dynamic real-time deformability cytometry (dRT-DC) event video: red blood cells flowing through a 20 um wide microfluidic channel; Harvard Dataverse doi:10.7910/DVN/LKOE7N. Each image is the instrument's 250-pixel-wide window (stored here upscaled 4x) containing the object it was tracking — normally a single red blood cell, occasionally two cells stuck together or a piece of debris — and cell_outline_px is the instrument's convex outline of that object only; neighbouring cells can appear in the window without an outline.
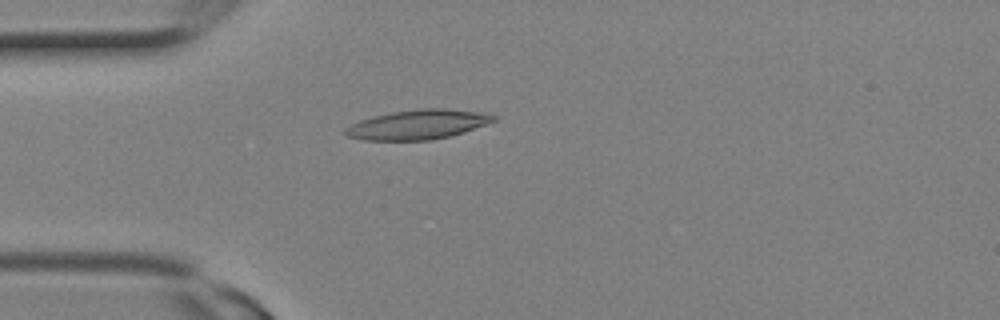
{"species": "Egyptian fruit bat (a non-hibernating species)", "species_latin": "Rousettus aegyptiacus", "temperature_condition": "room temperature", "stored_images_in_passage": 9, "camera_frame_rate_fps": 3000, "um_per_image_px": 0.085, "animal": {"sex": "female"}, "frame": {"image": 1, "passage_image": 2, "time_ms": 0.333, "image_size_px": [1000, 320], "cell_outline_px": [[496, 120], [464, 132], [432, 140], [360, 140], [344, 136], [344, 128], [360, 120], [392, 112], [420, 108], [444, 108], [488, 112], [496, 116]], "centroid_in_image_um": [35.52, 10.58], "position_along_channel_um": 49.5, "area_um2": 25.66}}
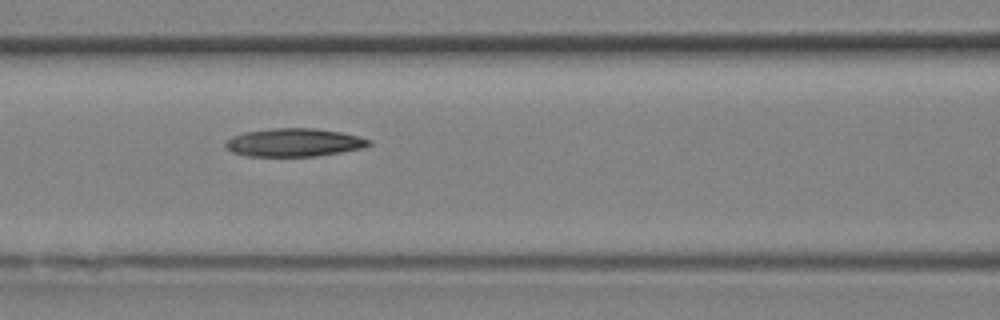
{"frame": {"image": 2, "passage_image": 6, "time_ms": 1.667, "image_size_px": [1000, 320], "cell_outline_px": [[372, 144], [364, 148], [316, 156], [248, 156], [232, 152], [224, 148], [224, 144], [232, 136], [244, 132], [272, 128], [316, 128], [340, 132], [360, 136], [372, 140]], "centroid_in_image_um": [25.01, 12.11], "position_along_channel_um": 141.6, "area_um2": 23.7}}
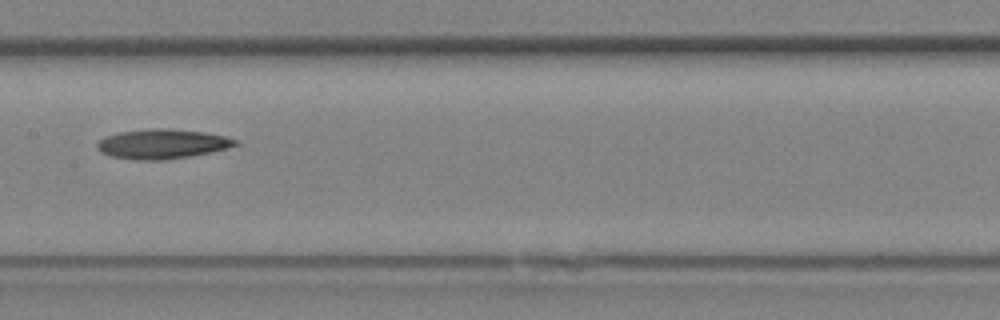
{"frame": {"image": 3, "passage_image": 8, "time_ms": 2.333, "image_size_px": [1000, 320], "cell_outline_px": [[240, 144], [208, 152], [188, 156], [160, 160], [136, 160], [112, 156], [100, 152], [96, 148], [96, 144], [104, 136], [120, 132], [156, 128], [172, 128], [204, 132], [228, 136], [236, 140]], "centroid_in_image_um": [13.76, 12.22], "position_along_channel_um": 193.6, "area_um2": 23.7}}